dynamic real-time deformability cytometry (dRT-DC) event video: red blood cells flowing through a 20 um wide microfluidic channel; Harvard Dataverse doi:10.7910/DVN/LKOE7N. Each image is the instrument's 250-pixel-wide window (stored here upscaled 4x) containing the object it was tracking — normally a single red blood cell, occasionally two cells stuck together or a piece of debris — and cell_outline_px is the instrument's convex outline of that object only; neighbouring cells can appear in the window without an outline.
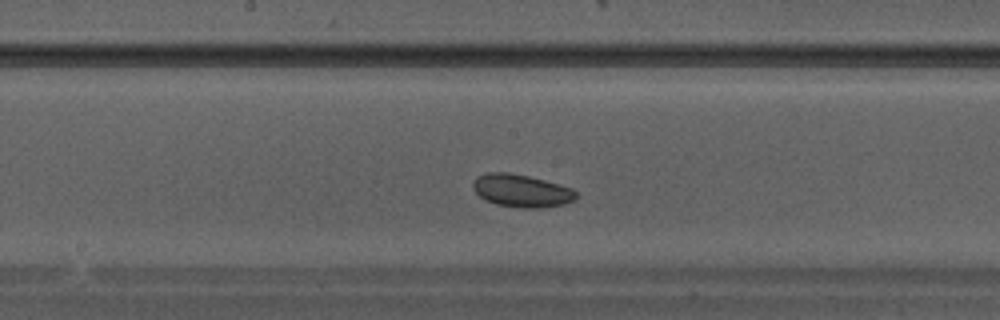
{"species": "Egyptian fruit bat (a non-hibernating species)", "species_latin": "Rousettus aegyptiacus", "temperature_condition": "warm", "stored_images_in_passage": 31, "camera_frame_rate_fps": 3000, "um_per_image_px": 0.085, "animal": {"sex": "male"}, "frame": {"image": 1, "passage_image": 14, "time_ms": 4.333, "image_size_px": [1000, 320], "cell_outline_px": [[576, 200], [564, 204], [544, 208], [516, 208], [496, 204], [484, 200], [472, 188], [472, 184], [476, 176], [488, 172], [508, 172], [528, 176], [544, 180], [572, 188], [576, 192]], "centroid_in_image_um": [44.31, 16.22], "position_along_channel_um": 203.9, "area_um2": 19.88}}
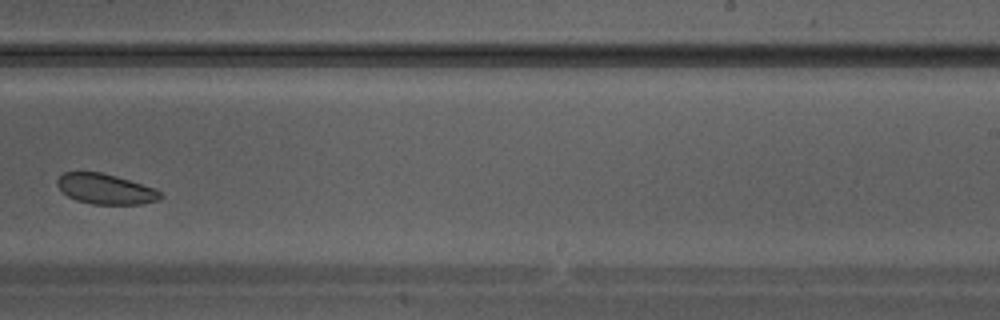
{"frame": {"image": 2, "passage_image": 18, "time_ms": 5.667, "image_size_px": [1000, 320], "cell_outline_px": [[164, 196], [160, 200], [140, 204], [92, 204], [76, 200], [68, 196], [56, 184], [56, 180], [64, 172], [100, 172], [116, 176], [156, 188]], "centroid_in_image_um": [9.0, 16.07], "position_along_channel_um": 280.0, "area_um2": 18.21}}